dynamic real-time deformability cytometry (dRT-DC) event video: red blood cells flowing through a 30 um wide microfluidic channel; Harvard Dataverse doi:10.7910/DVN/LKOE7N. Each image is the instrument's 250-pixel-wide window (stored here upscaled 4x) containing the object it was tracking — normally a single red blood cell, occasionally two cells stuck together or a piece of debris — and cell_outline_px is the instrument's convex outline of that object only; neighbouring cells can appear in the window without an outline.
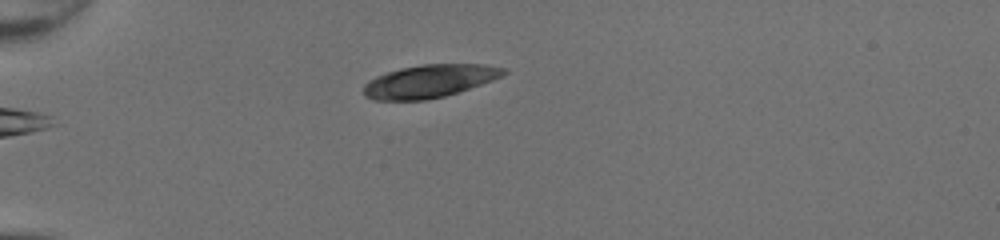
{"species": "common noctule bat (a hibernating species)", "species_latin": "Nyctalus noctula", "temperature_condition": "room temperature", "stored_images_in_passage": 36, "camera_frame_rate_fps": 3000, "um_per_image_px": 0.085, "animal": {"sex": "female", "body_mass_g": 20.0, "forearm_length_mm": 54.0}, "frame": {"image": 1, "passage_image": 1, "time_ms": 0.0, "image_size_px": [1000, 240], "cell_outline_px": [[508, 72], [492, 80], [444, 96], [428, 100], [372, 100], [364, 96], [364, 84], [368, 80], [376, 76], [400, 68], [424, 64], [484, 64], [508, 68]], "centroid_in_image_um": [36.48, 6.89], "position_along_channel_um": 48.5, "area_um2": 26.76}}
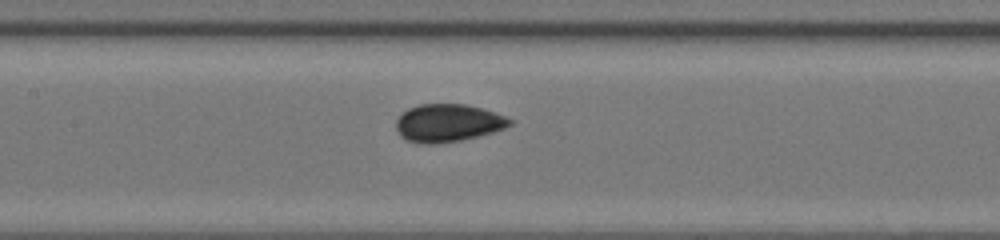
{"frame": {"image": 2, "passage_image": 12, "time_ms": 3.667, "image_size_px": [1000, 240], "cell_outline_px": [[512, 124], [504, 128], [480, 136], [460, 140], [432, 144], [428, 144], [404, 140], [400, 136], [396, 128], [396, 120], [408, 108], [420, 104], [464, 104], [480, 108], [504, 116], [512, 120]], "centroid_in_image_um": [38.04, 10.46], "position_along_channel_um": 169.4, "area_um2": 24.8}}
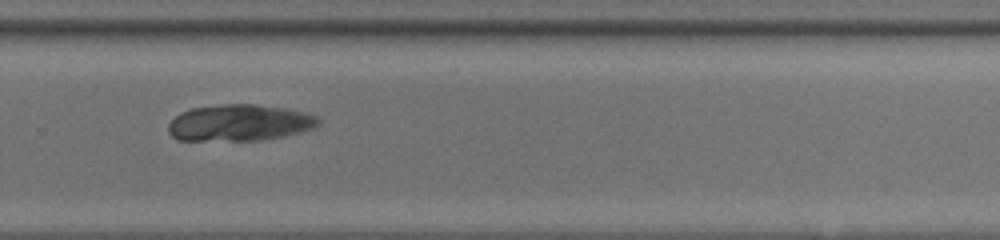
{"frame": {"image": 3, "passage_image": 22, "time_ms": 7.0, "image_size_px": [1000, 240], "cell_outline_px": [[320, 124], [316, 128], [284, 136], [264, 140], [176, 140], [168, 132], [168, 124], [180, 112], [192, 108], [224, 104], [256, 104], [288, 108], [320, 116]], "centroid_in_image_um": [20.41, 10.43], "position_along_channel_um": 309.4, "area_um2": 32.25}, "authors_computed_cell_mechanics": {"area_um2": 29.1601, "velocity_mm_per_s": 4.2394, "shape_relaxation_time_tau1_ms": 1.6443, "shape_relaxation_time_tau2_ms": null, "deformation_change_tau1": 0.1827, "deformation_change_tau2": null}}